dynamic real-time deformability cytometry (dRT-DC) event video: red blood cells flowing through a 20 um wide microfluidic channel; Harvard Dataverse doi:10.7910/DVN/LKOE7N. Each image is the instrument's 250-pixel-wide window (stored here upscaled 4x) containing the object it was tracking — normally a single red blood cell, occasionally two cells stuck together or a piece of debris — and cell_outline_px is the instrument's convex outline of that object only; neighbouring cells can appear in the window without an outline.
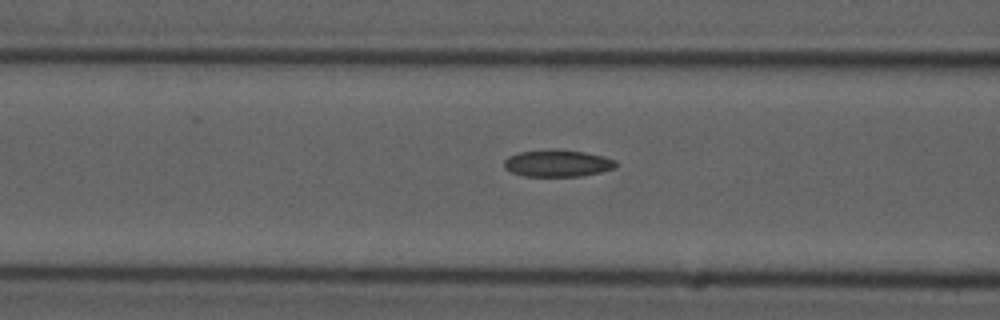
{"species": "common noctule bat (a hibernating species)", "species_latin": "Nyctalus noctula", "temperature_condition": "cold", "stored_images_in_passage": 26, "camera_frame_rate_fps": 3000, "um_per_image_px": 0.085, "animal": {"sex": "male", "forearm_length_mm": 52.5}, "frame": {"image": 1, "passage_image": 17, "time_ms": 5.333, "image_size_px": [1000, 320], "cell_outline_px": [[616, 168], [600, 172], [580, 176], [524, 176], [512, 172], [504, 168], [504, 160], [508, 156], [520, 152], [552, 148], [560, 148], [584, 152], [604, 156], [616, 160]], "centroid_in_image_um": [47.39, 13.86], "position_along_channel_um": 119.2, "area_um2": 17.8}}
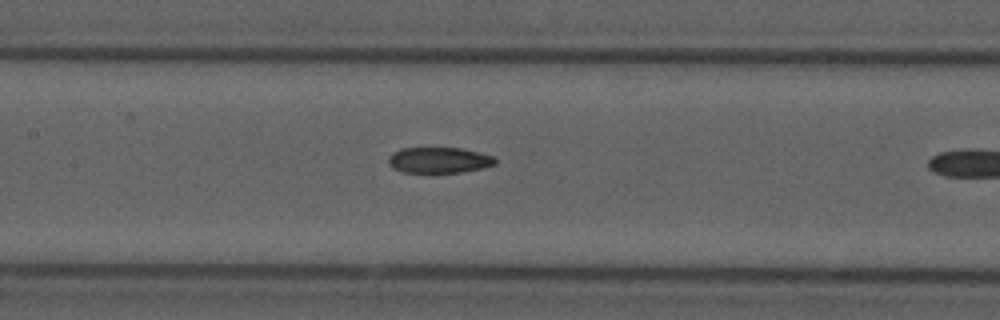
{"frame": {"image": 2, "passage_image": 21, "time_ms": 6.667, "image_size_px": [1000, 320], "cell_outline_px": [[496, 164], [480, 168], [460, 172], [400, 172], [392, 168], [388, 164], [388, 160], [392, 152], [400, 148], [460, 148], [480, 152], [496, 156]], "centroid_in_image_um": [37.3, 13.6], "position_along_channel_um": 170.1, "area_um2": 16.13}}
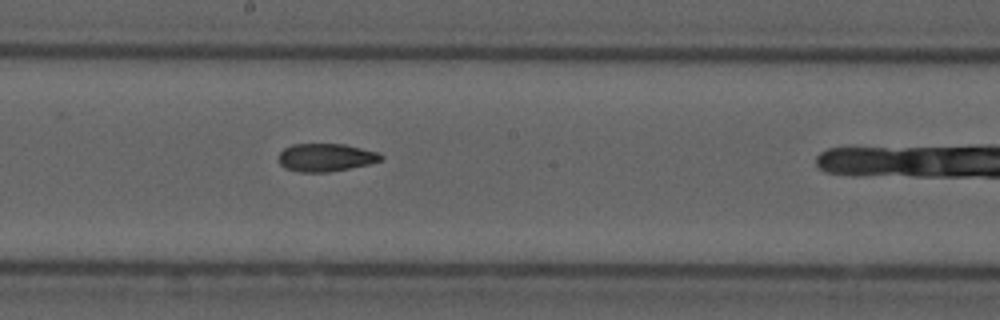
{"frame": {"image": 3, "passage_image": 25, "time_ms": 8.0, "image_size_px": [1000, 320], "cell_outline_px": [[384, 160], [368, 164], [328, 172], [300, 172], [284, 168], [280, 164], [280, 152], [284, 148], [292, 144], [344, 144], [380, 152], [384, 156]], "centroid_in_image_um": [27.73, 13.38], "position_along_channel_um": 220.5, "area_um2": 16.7}}